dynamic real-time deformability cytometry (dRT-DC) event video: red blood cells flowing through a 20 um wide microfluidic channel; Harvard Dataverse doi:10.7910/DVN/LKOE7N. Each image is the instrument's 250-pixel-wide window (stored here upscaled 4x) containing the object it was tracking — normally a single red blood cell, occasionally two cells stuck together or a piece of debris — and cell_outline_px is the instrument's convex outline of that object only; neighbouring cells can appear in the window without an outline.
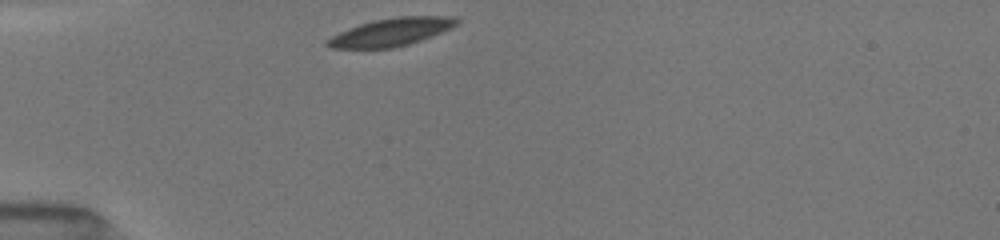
{"species": "common noctule bat (a hibernating species)", "species_latin": "Nyctalus noctula", "temperature_condition": "room temperature", "stored_images_in_passage": 3, "camera_frame_rate_fps": 3000, "um_per_image_px": 0.085, "animal": {"sex": "female", "body_mass_g": 19.5, "forearm_length_mm": 54.1}, "frame": {"image": 1, "passage_image": 1, "time_ms": 0.0, "image_size_px": [1000, 240], "cell_outline_px": [[460, 24], [452, 28], [432, 36], [408, 44], [392, 48], [332, 48], [324, 44], [324, 40], [348, 28], [372, 20], [396, 16], [452, 16], [460, 20]], "centroid_in_image_um": [33.27, 2.71], "position_along_channel_um": 51.7, "area_um2": 21.15}}
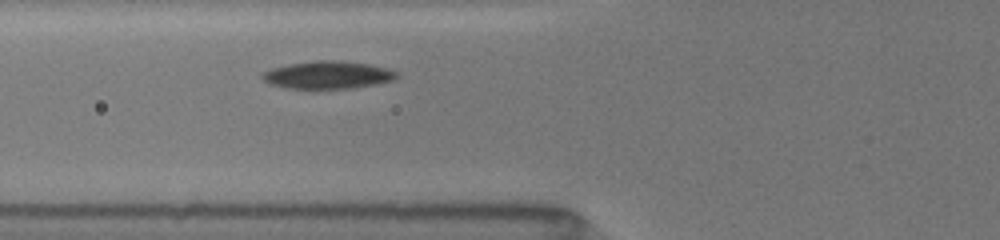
{"frame": {"image": 2, "passage_image": 3, "time_ms": 1.667, "image_size_px": [1000, 240], "cell_outline_px": [[400, 72], [392, 80], [376, 84], [352, 88], [308, 92], [268, 84], [260, 76], [264, 72], [272, 68], [288, 64], [316, 60], [332, 60], [368, 64], [388, 68]], "centroid_in_image_um": [27.81, 6.42], "position_along_channel_um": 98.0, "area_um2": 22.43}}